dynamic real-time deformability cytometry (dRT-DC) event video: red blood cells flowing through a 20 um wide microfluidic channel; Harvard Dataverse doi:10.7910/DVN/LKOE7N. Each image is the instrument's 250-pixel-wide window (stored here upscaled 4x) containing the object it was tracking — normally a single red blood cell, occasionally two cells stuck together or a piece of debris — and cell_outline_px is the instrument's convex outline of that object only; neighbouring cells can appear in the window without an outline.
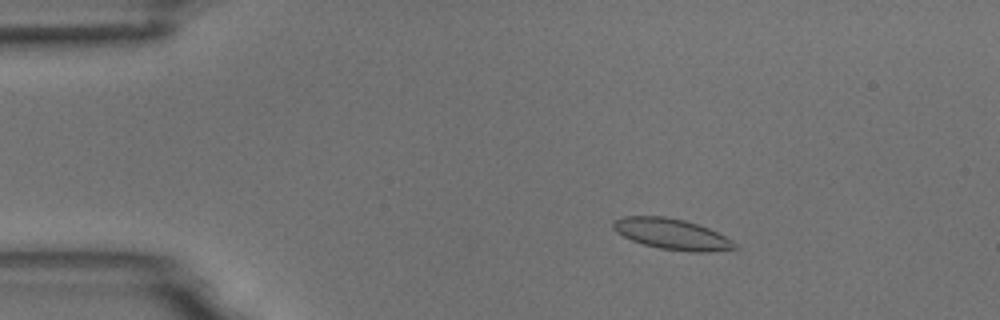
{"species": "common noctule bat (a hibernating species)", "species_latin": "Nyctalus noctula", "temperature_condition": "room temperature", "stored_images_in_passage": 56, "camera_frame_rate_fps": 3000, "um_per_image_px": 0.085, "animal": {"sex": "male", "body_mass_g": 18.8}, "frame": {"image": 1, "passage_image": 9, "time_ms": 2.667, "image_size_px": [1000, 320], "cell_outline_px": [[740, 248], [704, 252], [688, 252], [660, 248], [644, 244], [632, 240], [616, 232], [612, 228], [612, 220], [624, 216], [664, 216], [684, 220], [708, 228], [732, 240]], "centroid_in_image_um": [57.08, 19.89], "position_along_channel_um": 27.9, "area_um2": 21.73}}
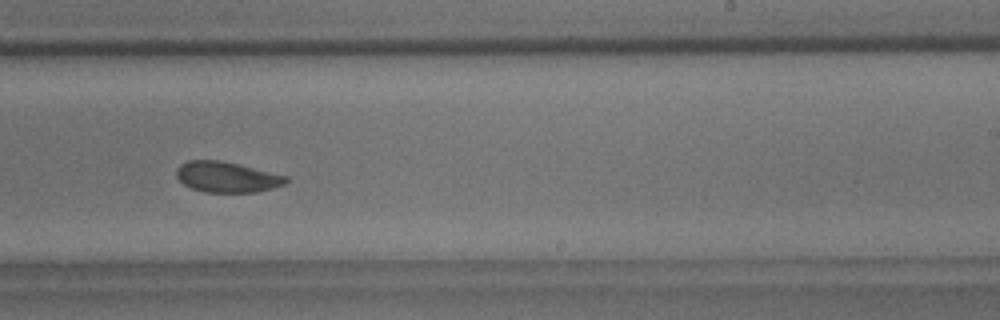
{"frame": {"image": 2, "passage_image": 34, "time_ms": 11.0, "image_size_px": [1000, 320], "cell_outline_px": [[292, 180], [284, 184], [272, 188], [256, 192], [204, 192], [192, 188], [184, 184], [176, 176], [176, 168], [180, 164], [188, 160], [220, 160], [240, 164], [288, 176]], "centroid_in_image_um": [19.3, 15.04], "position_along_channel_um": 269.7, "area_um2": 19.71}}
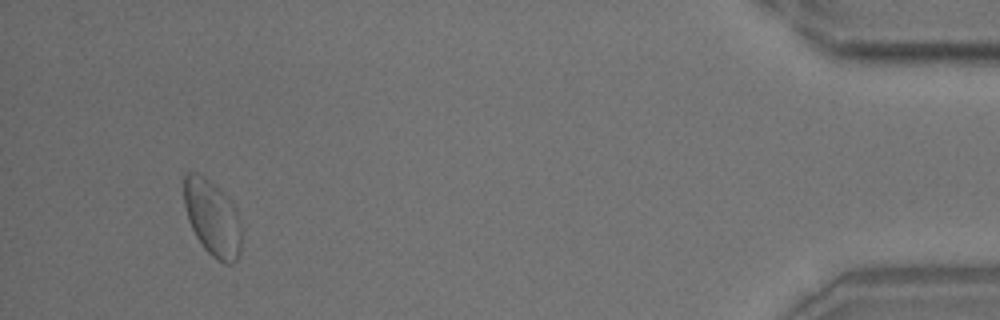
{"frame": {"image": 3, "passage_image": 52, "time_ms": 17.0, "image_size_px": [1000, 320], "cell_outline_px": [[240, 252], [236, 260], [232, 264], [224, 264], [216, 260], [204, 248], [196, 236], [188, 220], [184, 204], [184, 172], [196, 172], [204, 176], [220, 188], [232, 200], [240, 220]], "centroid_in_image_um": [18.05, 18.51], "position_along_channel_um": 417.1, "area_um2": 25.72}}